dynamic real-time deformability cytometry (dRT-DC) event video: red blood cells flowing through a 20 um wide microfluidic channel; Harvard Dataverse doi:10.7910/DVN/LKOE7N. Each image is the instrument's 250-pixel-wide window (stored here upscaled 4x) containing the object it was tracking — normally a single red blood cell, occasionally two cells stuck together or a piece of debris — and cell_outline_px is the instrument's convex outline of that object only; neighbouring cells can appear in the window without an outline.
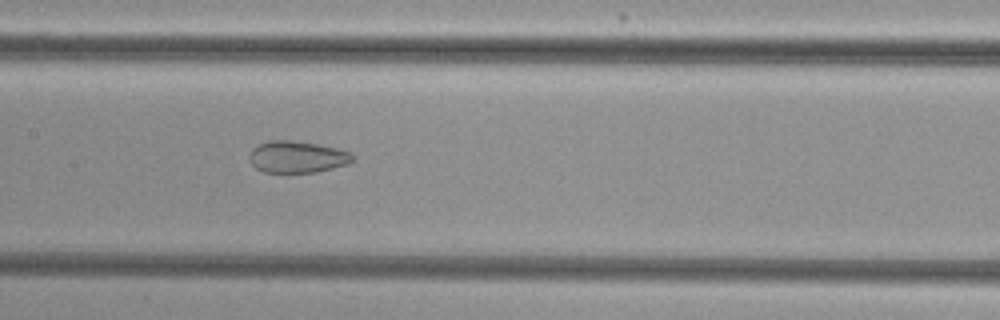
{"species": "common noctule bat (a hibernating species)", "species_latin": "Nyctalus noctula", "temperature_condition": "cold", "stored_images_in_passage": 50, "camera_frame_rate_fps": 3000, "um_per_image_px": 0.085, "animal": {"sex": "female", "body_mass_g": 29.2, "forearm_length_mm": 56.3}, "frame": {"image": 1, "passage_image": 27, "time_ms": 8.667, "image_size_px": [1000, 320], "cell_outline_px": [[356, 160], [348, 164], [316, 172], [264, 172], [256, 168], [248, 160], [248, 156], [252, 148], [268, 140], [292, 140], [316, 144], [336, 148], [348, 152], [356, 156]], "centroid_in_image_um": [25.25, 13.33], "position_along_channel_um": 182.1, "area_um2": 19.19}}
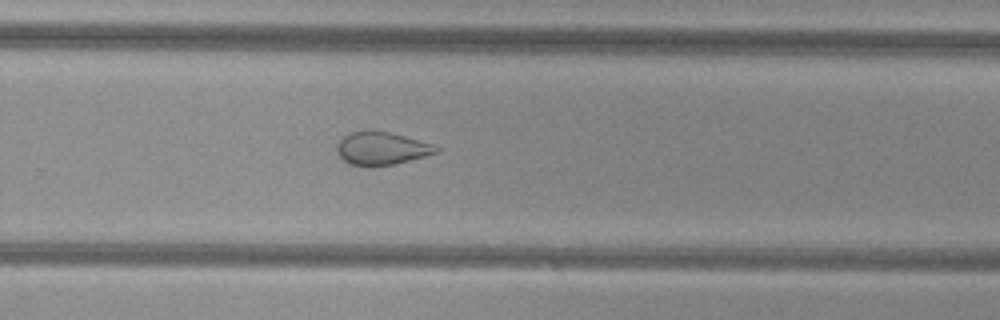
{"frame": {"image": 2, "passage_image": 36, "time_ms": 11.667, "image_size_px": [1000, 320], "cell_outline_px": [[440, 148], [436, 152], [424, 156], [392, 164], [368, 168], [352, 164], [344, 160], [340, 156], [336, 148], [336, 144], [348, 132], [388, 132], [404, 136], [432, 144]], "centroid_in_image_um": [32.39, 12.64], "position_along_channel_um": 297.4, "area_um2": 18.61}}
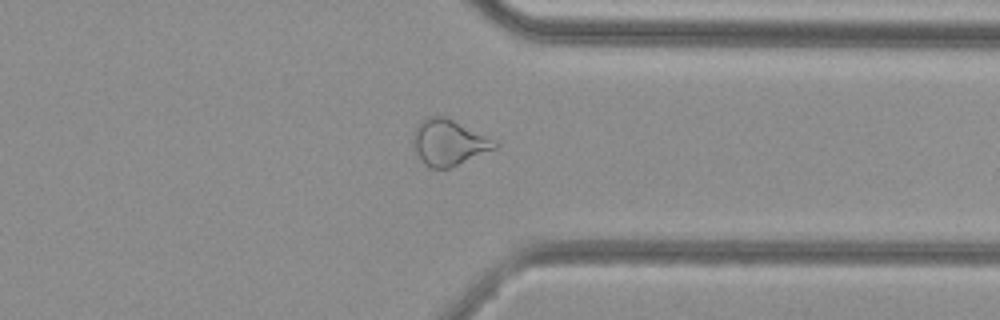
{"frame": {"image": 3, "passage_image": 42, "time_ms": 13.667, "image_size_px": [1000, 320], "cell_outline_px": [[500, 144], [496, 148], [448, 168], [428, 168], [424, 164], [412, 148], [412, 136], [416, 124], [424, 116], [444, 116], [500, 140]], "centroid_in_image_um": [38.13, 12.08], "position_along_channel_um": 373.3, "area_um2": 22.37}}